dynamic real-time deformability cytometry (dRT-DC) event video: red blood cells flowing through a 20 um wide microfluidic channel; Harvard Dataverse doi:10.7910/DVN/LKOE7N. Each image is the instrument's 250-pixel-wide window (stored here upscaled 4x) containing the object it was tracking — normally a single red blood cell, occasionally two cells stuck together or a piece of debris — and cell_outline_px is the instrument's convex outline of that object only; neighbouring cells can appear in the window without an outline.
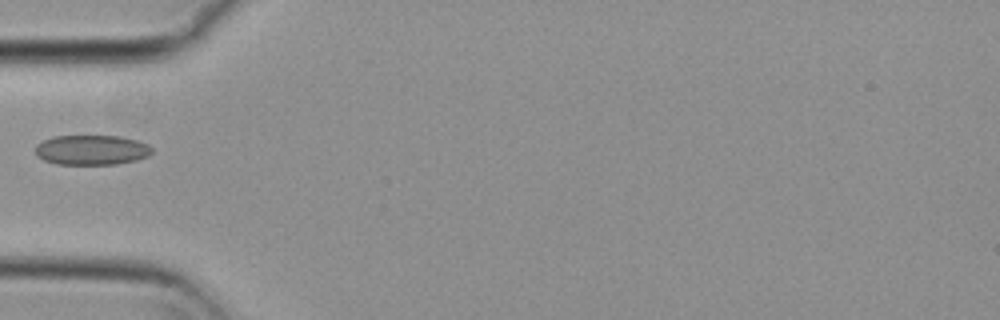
{"species": "common noctule bat (a hibernating species)", "species_latin": "Nyctalus noctula", "temperature_condition": "cold", "stored_images_in_passage": 38, "camera_frame_rate_fps": 3000, "um_per_image_px": 0.085, "animal": {"sex": "female", "body_mass_g": 29.2, "forearm_length_mm": 56.3}, "frame": {"image": 1, "passage_image": 1, "time_ms": 0.0, "image_size_px": [1000, 320], "cell_outline_px": [[152, 152], [148, 156], [136, 160], [116, 164], [56, 164], [44, 160], [36, 156], [36, 144], [52, 136], [120, 136], [136, 140], [148, 144], [152, 148]], "centroid_in_image_um": [7.78, 12.74], "position_along_channel_um": 77.2, "area_um2": 20.35}}
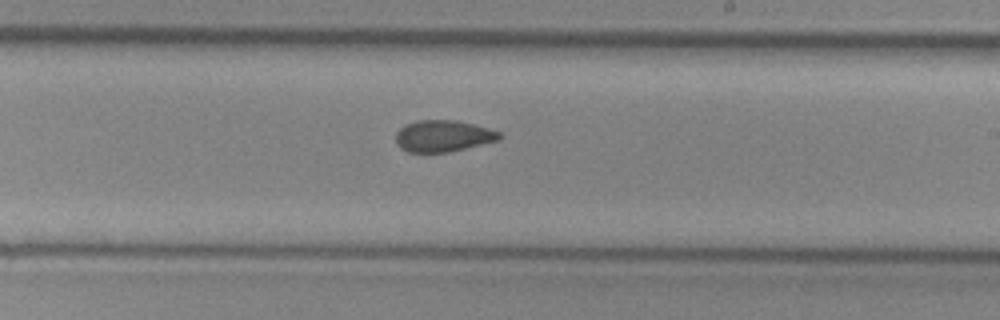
{"frame": {"image": 2, "passage_image": 15, "time_ms": 4.667, "image_size_px": [1000, 320], "cell_outline_px": [[504, 136], [500, 140], [448, 152], [408, 152], [400, 148], [396, 144], [396, 132], [404, 124], [416, 120], [456, 120], [488, 128], [500, 132]], "centroid_in_image_um": [37.65, 11.55], "position_along_channel_um": 251.3, "area_um2": 19.19}}
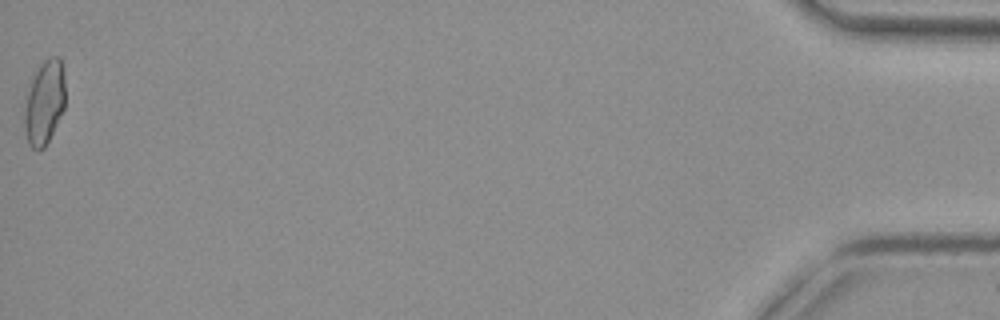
{"frame": {"image": 3, "passage_image": 38, "time_ms": 12.333, "image_size_px": [1000, 320], "cell_outline_px": [[64, 108], [44, 148], [32, 148], [28, 144], [24, 128], [24, 108], [28, 92], [32, 80], [40, 64], [48, 56], [60, 56], [64, 76]], "centroid_in_image_um": [3.77, 8.68], "position_along_channel_um": 431.4, "area_um2": 19.71}}